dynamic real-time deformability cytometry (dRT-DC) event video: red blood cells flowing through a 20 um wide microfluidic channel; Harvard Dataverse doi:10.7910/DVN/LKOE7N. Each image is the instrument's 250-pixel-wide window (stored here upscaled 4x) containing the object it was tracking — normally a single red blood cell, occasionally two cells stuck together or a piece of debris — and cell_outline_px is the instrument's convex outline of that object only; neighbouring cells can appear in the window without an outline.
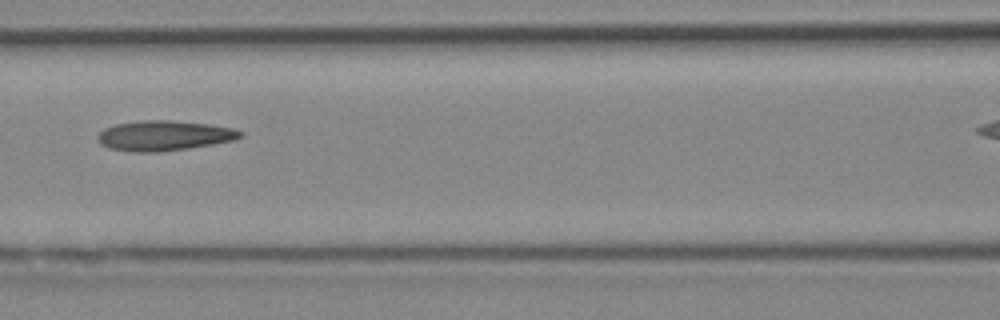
{"species": "Egyptian fruit bat (a non-hibernating species)", "species_latin": "Rousettus aegyptiacus", "temperature_condition": "cold", "stored_images_in_passage": 7, "segment_of_instrument_passage": [1, 2], "camera_frame_rate_fps": 3000, "um_per_image_px": 0.085, "animal": {"sex": "female"}, "frame": {"image": 1, "passage_image": 6, "time_ms": 1.667, "image_size_px": [1000, 320], "cell_outline_px": [[244, 132], [236, 140], [188, 148], [156, 152], [136, 152], [108, 148], [100, 144], [96, 136], [104, 128], [116, 124], [144, 120], [168, 120], [208, 124], [232, 128]], "centroid_in_image_um": [13.92, 11.53], "position_along_channel_um": 152.7, "area_um2": 24.85}}